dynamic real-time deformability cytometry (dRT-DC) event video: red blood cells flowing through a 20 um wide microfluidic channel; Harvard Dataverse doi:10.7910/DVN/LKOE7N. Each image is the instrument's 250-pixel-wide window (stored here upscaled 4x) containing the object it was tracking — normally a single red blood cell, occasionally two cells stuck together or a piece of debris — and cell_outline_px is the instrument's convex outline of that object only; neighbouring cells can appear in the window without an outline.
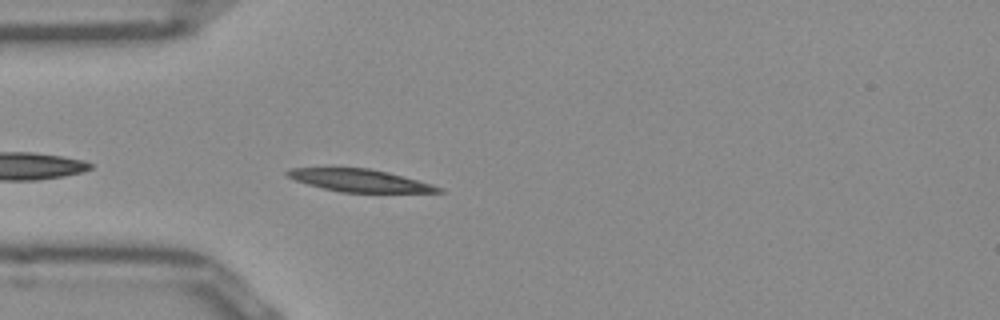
{"species": "Egyptian fruit bat (a non-hibernating species)", "species_latin": "Rousettus aegyptiacus", "temperature_condition": "room temperature", "stored_images_in_passage": 28, "camera_frame_rate_fps": 3000, "um_per_image_px": 0.085, "frame": {"image": 1, "passage_image": 2, "time_ms": 0.333, "image_size_px": [1000, 320], "cell_outline_px": [[444, 192], [340, 192], [308, 184], [296, 180], [288, 176], [284, 172], [288, 168], [368, 168], [388, 172], [432, 184], [444, 188]], "centroid_in_image_um": [30.59, 15.34], "position_along_channel_um": 54.4, "area_um2": 19.54}}
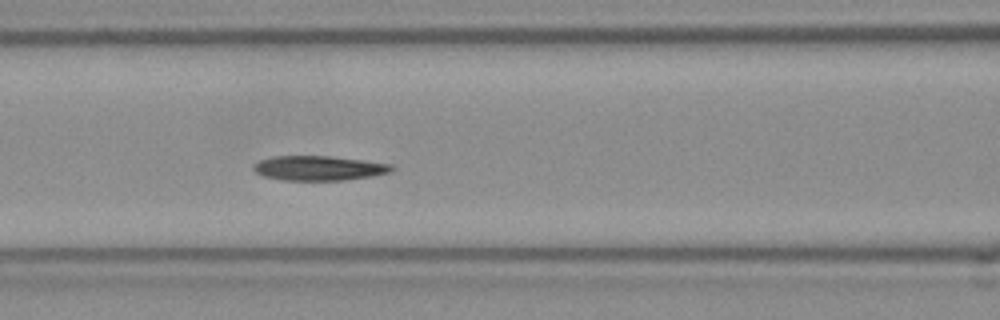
{"frame": {"image": 2, "passage_image": 9, "time_ms": 2.667, "image_size_px": [1000, 320], "cell_outline_px": [[396, 168], [388, 172], [372, 176], [344, 180], [284, 180], [264, 176], [256, 172], [252, 168], [252, 164], [260, 160], [272, 156], [332, 156], [364, 160], [392, 164]], "centroid_in_image_um": [27.1, 14.28], "position_along_channel_um": 139.5, "area_um2": 19.88}}
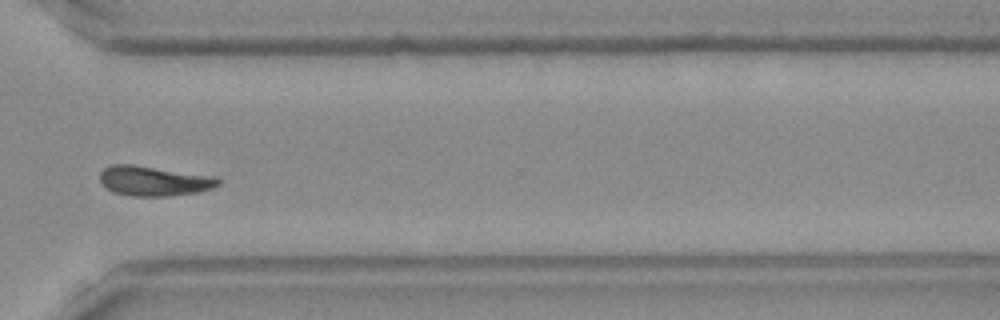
{"frame": {"image": 3, "passage_image": 26, "time_ms": 8.333, "image_size_px": [1000, 320], "cell_outline_px": [[220, 184], [212, 188], [200, 192], [168, 196], [128, 196], [112, 192], [100, 180], [100, 172], [104, 168], [112, 164], [132, 164], [216, 176], [220, 180]], "centroid_in_image_um": [13.1, 15.38], "position_along_channel_um": 357.5, "area_um2": 20.75}, "authors_computed_cell_mechanics": {"area_um2": 20.2878, "velocity_mm_per_s": 3.8557, "shape_relaxation_time_tau1_ms": 5.2372, "shape_relaxation_time_tau2_ms": 11.066, "deformation_change_tau1": 0.1631, "deformation_change_tau2": 0.1706}}